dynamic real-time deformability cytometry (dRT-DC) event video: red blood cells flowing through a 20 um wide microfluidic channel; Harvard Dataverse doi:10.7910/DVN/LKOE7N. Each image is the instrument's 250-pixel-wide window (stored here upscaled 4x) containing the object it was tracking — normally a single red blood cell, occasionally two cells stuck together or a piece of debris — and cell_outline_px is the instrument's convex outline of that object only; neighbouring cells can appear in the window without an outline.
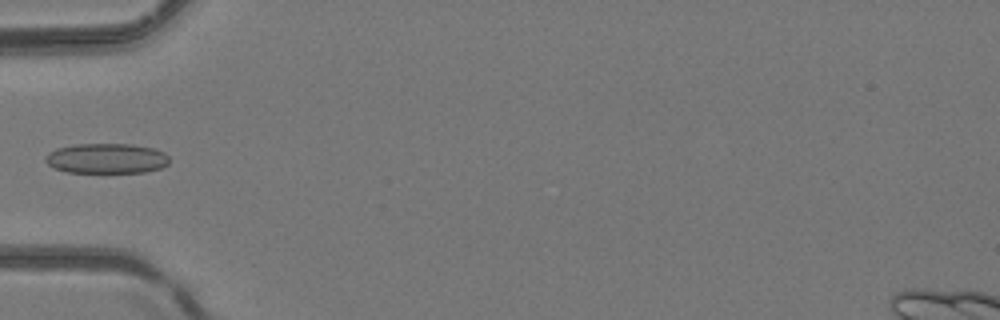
{"species": "common noctule bat (a hibernating species)", "species_latin": "Nyctalus noctula", "temperature_condition": "room temperature", "stored_images_in_passage": 3, "camera_frame_rate_fps": 3000, "um_per_image_px": 0.085, "animal": {"sex": "female", "body_mass_g": 24.6, "forearm_length_mm": 56.2}, "frame": {"image": 1, "passage_image": 3, "time_ms": 0.667, "image_size_px": [1000, 320], "cell_outline_px": [[168, 164], [160, 168], [144, 172], [68, 172], [56, 168], [48, 164], [44, 160], [44, 156], [56, 148], [76, 144], [132, 144], [156, 148], [164, 152], [168, 156]], "centroid_in_image_um": [9.06, 13.45], "position_along_channel_um": 75.9, "area_um2": 21.73}}